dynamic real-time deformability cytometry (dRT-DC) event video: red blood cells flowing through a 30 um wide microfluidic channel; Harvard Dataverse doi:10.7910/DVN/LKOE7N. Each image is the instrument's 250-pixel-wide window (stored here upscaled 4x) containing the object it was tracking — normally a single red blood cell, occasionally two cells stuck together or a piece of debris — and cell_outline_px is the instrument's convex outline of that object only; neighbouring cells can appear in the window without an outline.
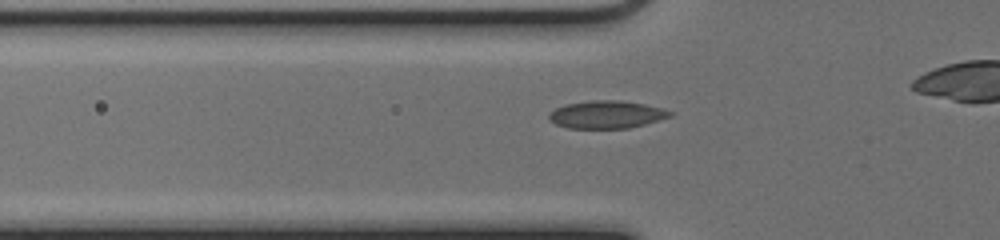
{"species": "common noctule bat (a hibernating species)", "species_latin": "Nyctalus noctula", "temperature_condition": "cold", "stored_images_in_passage": 38, "camera_frame_rate_fps": 3000, "um_per_image_px": 0.085, "animal": {"sex": "female", "body_mass_g": 17.0, "forearm_length_mm": 48.0}, "frame": {"image": 1, "passage_image": 13, "time_ms": 4.0, "image_size_px": [1000, 240], "cell_outline_px": [[676, 112], [672, 116], [644, 124], [628, 128], [568, 128], [556, 124], [548, 120], [548, 112], [564, 104], [592, 100], [620, 100], [644, 104], [664, 108]], "centroid_in_image_um": [51.56, 9.73], "position_along_channel_um": 74.2, "area_um2": 19.71}}
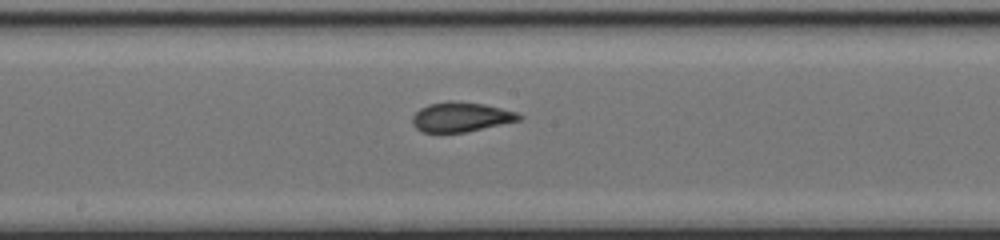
{"frame": {"image": 2, "passage_image": 23, "time_ms": 7.333, "image_size_px": [1000, 240], "cell_outline_px": [[524, 116], [520, 120], [464, 132], [420, 132], [412, 124], [412, 116], [420, 108], [428, 104], [448, 100], [452, 100], [484, 104], [516, 112]], "centroid_in_image_um": [39.14, 9.93], "position_along_channel_um": 209.1, "area_um2": 18.38}}
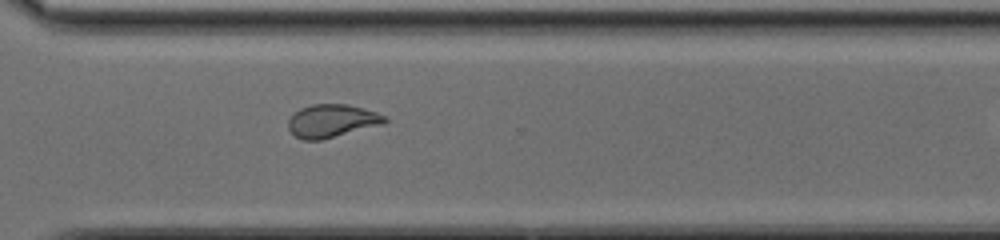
{"frame": {"image": 3, "passage_image": 33, "time_ms": 10.667, "image_size_px": [1000, 240], "cell_outline_px": [[388, 120], [384, 124], [320, 140], [304, 140], [296, 136], [288, 128], [288, 120], [300, 108], [312, 104], [348, 104], [376, 112], [388, 116]], "centroid_in_image_um": [28.24, 10.27], "position_along_channel_um": 342.4, "area_um2": 18.5}}